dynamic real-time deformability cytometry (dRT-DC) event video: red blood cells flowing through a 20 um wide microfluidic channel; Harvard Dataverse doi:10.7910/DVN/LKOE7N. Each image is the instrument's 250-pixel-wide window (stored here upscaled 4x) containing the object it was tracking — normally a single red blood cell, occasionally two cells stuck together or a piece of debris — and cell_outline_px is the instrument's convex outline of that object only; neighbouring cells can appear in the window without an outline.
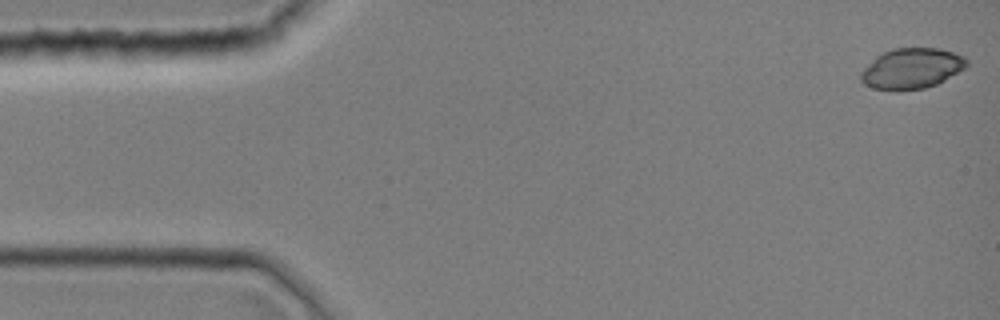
{"species": "common noctule bat (a hibernating species)", "species_latin": "Nyctalus noctula", "temperature_condition": "room temperature", "stored_images_in_passage": 43, "camera_frame_rate_fps": 3000, "um_per_image_px": 0.085, "animal": {"sex": "female", "body_mass_g": 19.0, "forearm_length_mm": 51.5}, "frame": {"image": 1, "passage_image": 1, "time_ms": 0.0, "image_size_px": [1000, 320], "cell_outline_px": [[968, 64], [964, 68], [944, 80], [936, 84], [924, 88], [900, 92], [872, 88], [864, 84], [860, 80], [860, 72], [880, 52], [892, 48], [940, 48], [964, 56], [968, 60]], "centroid_in_image_um": [77.45, 5.83], "position_along_channel_um": 7.5, "area_um2": 25.32}}
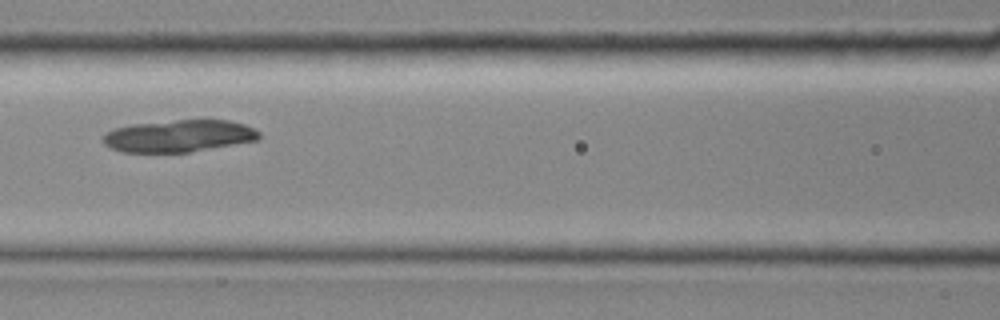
{"frame": {"image": 2, "passage_image": 19, "time_ms": 6.0, "image_size_px": [1000, 320], "cell_outline_px": [[260, 140], [192, 152], [120, 152], [104, 144], [100, 140], [108, 132], [116, 128], [132, 124], [176, 120], [228, 120], [244, 124], [260, 132]], "centroid_in_image_um": [15.23, 11.56], "position_along_channel_um": 151.4, "area_um2": 29.3}}
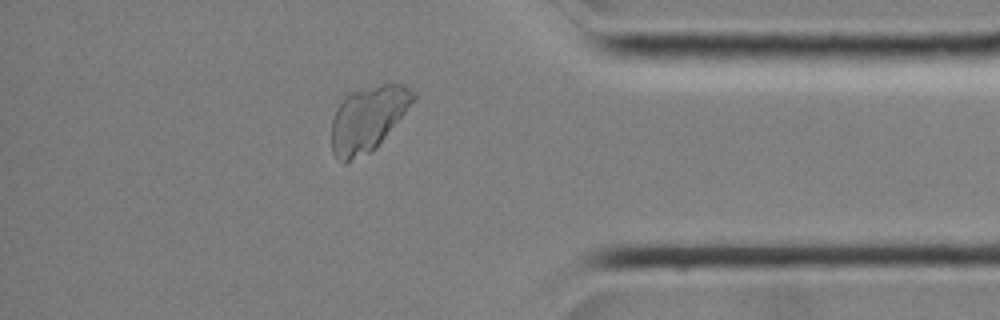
{"frame": {"image": 3, "passage_image": 37, "time_ms": 12.0, "image_size_px": [1000, 320], "cell_outline_px": [[416, 100], [376, 148], [344, 164], [340, 164], [332, 152], [332, 120], [336, 108], [344, 96], [348, 92], [380, 84], [400, 84], [416, 92]], "centroid_in_image_um": [31.26, 10.09], "position_along_channel_um": 403.9, "area_um2": 31.21}}